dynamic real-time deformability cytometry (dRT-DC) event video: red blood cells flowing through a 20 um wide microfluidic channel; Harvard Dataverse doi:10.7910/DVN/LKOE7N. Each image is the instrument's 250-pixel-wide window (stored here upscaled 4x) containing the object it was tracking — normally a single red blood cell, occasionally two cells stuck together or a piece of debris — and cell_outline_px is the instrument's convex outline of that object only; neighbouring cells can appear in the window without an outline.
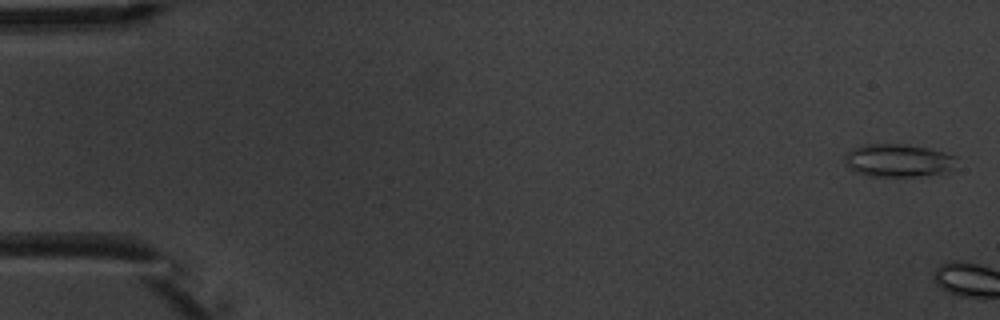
{"species": "common noctule bat (a hibernating species)", "species_latin": "Nyctalus noctula", "temperature_condition": "warm", "stored_images_in_passage": 6, "camera_frame_rate_fps": 3000, "um_per_image_px": 0.085, "animal": {"sex": "male", "body_mass_g": 20.1, "forearm_length_mm": 53.5}, "frame": {"image": 1, "passage_image": 6, "time_ms": 6.0, "image_size_px": [1000, 320], "cell_outline_px": [[960, 156], [956, 168], [952, 172], [920, 176], [868, 176], [856, 172], [848, 168], [844, 164], [844, 152], [868, 144], [904, 144], [932, 148]], "centroid_in_image_um": [76.45, 13.64], "position_along_channel_um": 8.6, "area_um2": 22.25}}